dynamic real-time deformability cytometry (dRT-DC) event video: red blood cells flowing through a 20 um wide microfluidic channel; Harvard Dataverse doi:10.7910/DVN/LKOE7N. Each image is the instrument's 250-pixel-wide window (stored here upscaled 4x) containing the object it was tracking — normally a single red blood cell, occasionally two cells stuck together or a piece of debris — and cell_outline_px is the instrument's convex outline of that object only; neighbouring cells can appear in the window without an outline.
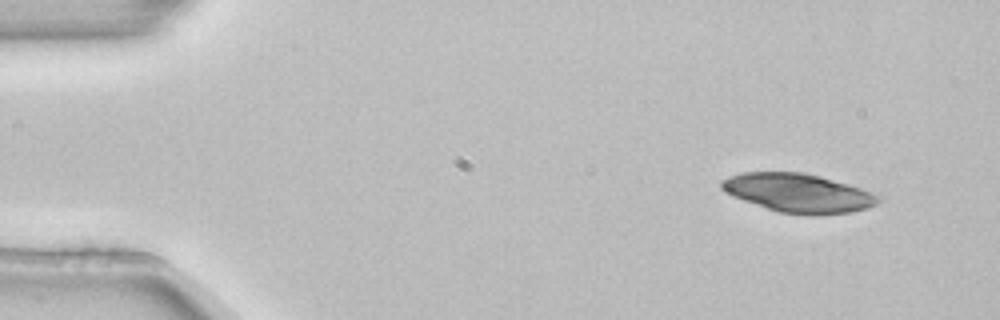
{"species": "common noctule bat (a hibernating species)", "species_latin": "Nyctalus noctula", "temperature_condition": "room temperature", "stored_images_in_passage": 4, "camera_frame_rate_fps": 3000, "um_per_image_px": 0.085, "animal": {"sex": "female", "body_mass_g": 22.7, "forearm_length_mm": 54.2}, "frame": {"image": 1, "passage_image": 1, "time_ms": 0.0, "image_size_px": [1000, 320], "cell_outline_px": [[884, 200], [876, 204], [852, 212], [812, 216], [780, 212], [732, 196], [724, 192], [720, 188], [720, 180], [728, 176], [744, 172], [804, 172], [820, 176], [848, 184], [872, 192], [880, 196]], "centroid_in_image_um": [67.85, 16.4], "position_along_channel_um": 17.1, "area_um2": 35.49}}